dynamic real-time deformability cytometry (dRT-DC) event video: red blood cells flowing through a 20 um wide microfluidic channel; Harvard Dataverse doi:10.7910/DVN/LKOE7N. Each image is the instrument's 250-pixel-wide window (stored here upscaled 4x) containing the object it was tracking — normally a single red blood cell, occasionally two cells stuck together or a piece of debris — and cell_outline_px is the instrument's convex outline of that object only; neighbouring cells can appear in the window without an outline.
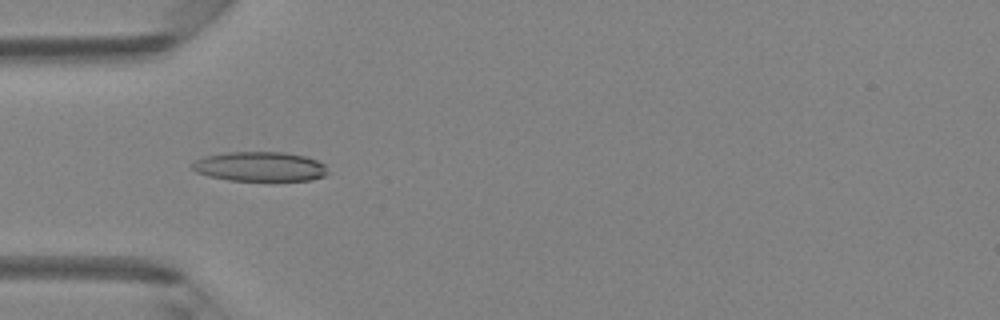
{"species": "Egyptian fruit bat (a non-hibernating species)", "species_latin": "Rousettus aegyptiacus", "temperature_condition": "room temperature", "stored_images_in_passage": 48, "camera_frame_rate_fps": 3000, "um_per_image_px": 0.085, "animal": {"sex": "female"}, "frame": {"image": 1, "passage_image": 15, "time_ms": 4.667, "image_size_px": [1000, 320], "cell_outline_px": [[328, 172], [324, 176], [312, 180], [228, 180], [208, 176], [196, 172], [192, 168], [192, 164], [196, 160], [204, 156], [228, 152], [284, 152], [304, 156], [316, 160], [324, 164]], "centroid_in_image_um": [22.08, 14.15], "position_along_channel_um": 62.9, "area_um2": 23.24}}
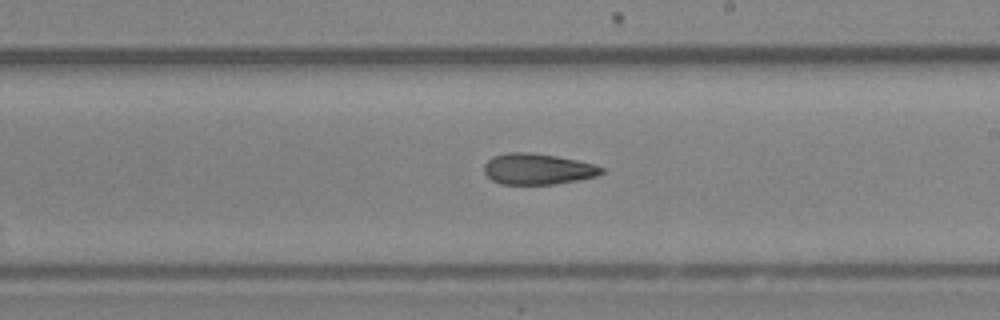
{"frame": {"image": 2, "passage_image": 28, "time_ms": 9.0, "image_size_px": [1000, 320], "cell_outline_px": [[608, 168], [604, 172], [596, 176], [576, 180], [552, 184], [500, 184], [492, 180], [484, 172], [484, 164], [492, 156], [508, 152], [532, 152], [556, 156], [596, 164]], "centroid_in_image_um": [45.72, 14.35], "position_along_channel_um": 243.3, "area_um2": 21.33}}
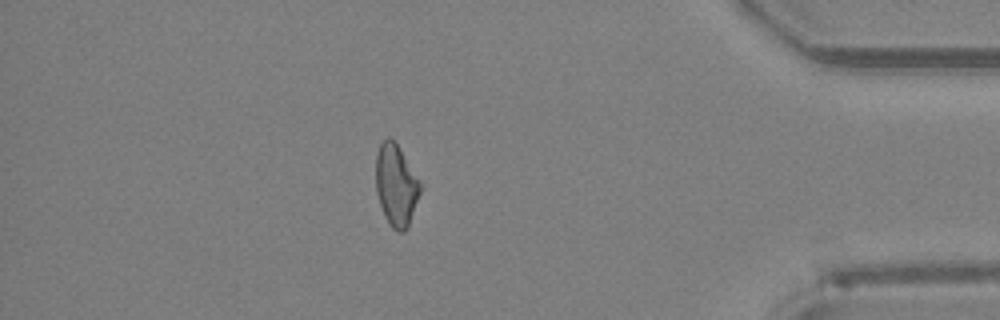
{"frame": {"image": 3, "passage_image": 42, "time_ms": 13.667, "image_size_px": [1000, 320], "cell_outline_px": [[420, 192], [408, 228], [404, 232], [396, 232], [388, 224], [384, 216], [376, 192], [376, 152], [380, 144], [388, 136], [400, 148], [420, 184]], "centroid_in_image_um": [33.64, 15.79], "position_along_channel_um": 401.6, "area_um2": 20.92}, "authors_computed_cell_mechanics": {"area_um2": 22.2819, "velocity_mm_per_s": 4.2143, "shape_relaxation_time_tau1_ms": 5.7652, "shape_relaxation_time_tau2_ms": 3.966, "deformation_change_tau1": 0.15, "deformation_change_tau2": 0.1234}}